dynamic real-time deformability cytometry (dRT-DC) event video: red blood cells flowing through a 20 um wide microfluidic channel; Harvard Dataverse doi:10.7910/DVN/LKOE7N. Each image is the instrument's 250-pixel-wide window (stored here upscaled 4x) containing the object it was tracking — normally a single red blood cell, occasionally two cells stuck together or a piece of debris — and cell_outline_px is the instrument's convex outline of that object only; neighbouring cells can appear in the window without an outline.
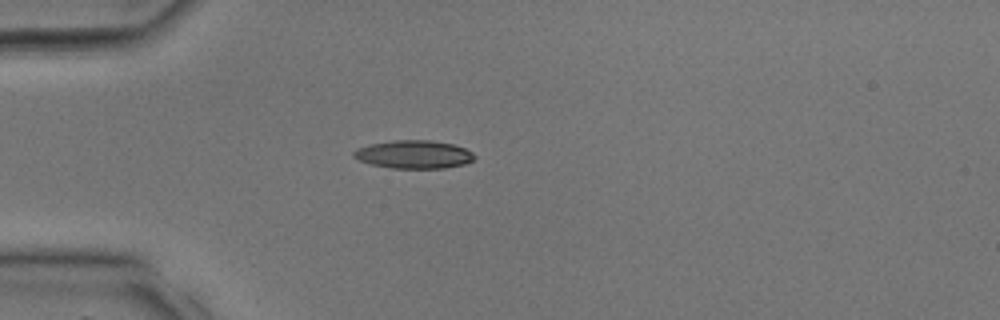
{"species": "common noctule bat (a hibernating species)", "species_latin": "Nyctalus noctula", "temperature_condition": "room temperature", "stored_images_in_passage": 26, "camera_frame_rate_fps": 3000, "um_per_image_px": 0.085, "animal": {"sex": "male", "body_mass_g": 17.9, "forearm_length_mm": 54.2}, "frame": {"image": 1, "passage_image": 1, "time_ms": 0.0, "image_size_px": [1000, 320], "cell_outline_px": [[476, 156], [472, 160], [464, 164], [444, 168], [392, 168], [372, 164], [360, 160], [352, 156], [352, 152], [356, 148], [368, 144], [396, 140], [428, 140], [452, 144], [464, 148], [472, 152]], "centroid_in_image_um": [35.15, 13.12], "position_along_channel_um": 49.9, "area_um2": 19.71}}
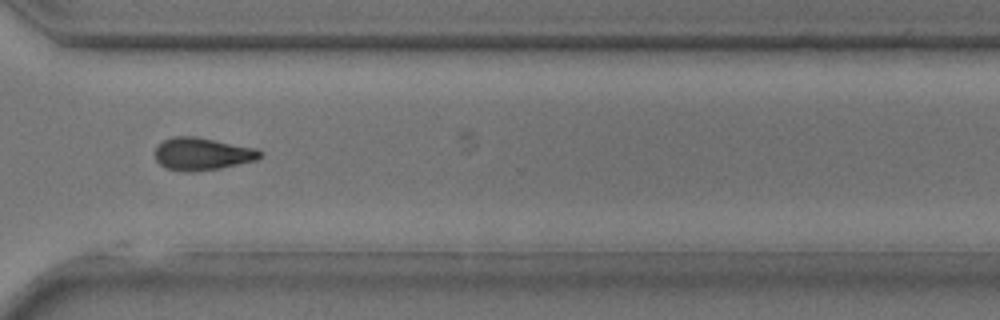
{"frame": {"image": 2, "passage_image": 17, "time_ms": 5.333, "image_size_px": [1000, 320], "cell_outline_px": [[264, 152], [256, 160], [220, 168], [192, 172], [184, 172], [168, 168], [160, 164], [156, 160], [156, 148], [164, 140], [172, 136], [196, 136], [256, 148]], "centroid_in_image_um": [17.2, 13.07], "position_along_channel_um": 353.4, "area_um2": 19.83}}
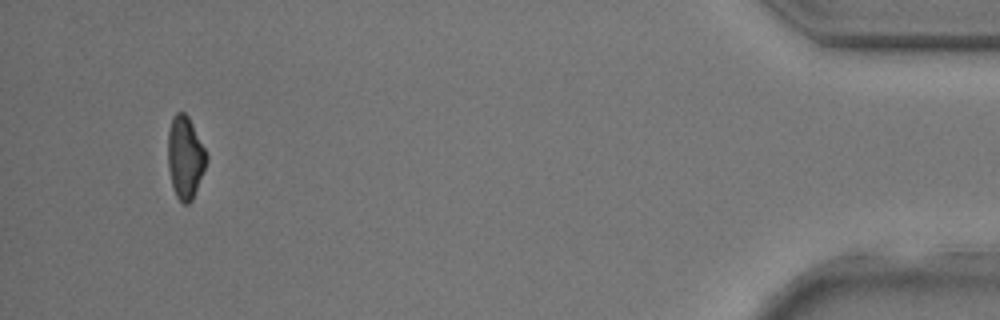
{"frame": {"image": 3, "passage_image": 24, "time_ms": 7.667, "image_size_px": [1000, 320], "cell_outline_px": [[208, 160], [192, 200], [188, 204], [184, 204], [176, 196], [172, 184], [168, 168], [168, 132], [172, 120], [176, 112], [184, 112], [188, 116], [208, 152]], "centroid_in_image_um": [15.76, 13.37], "position_along_channel_um": 419.4, "area_um2": 18.55}}